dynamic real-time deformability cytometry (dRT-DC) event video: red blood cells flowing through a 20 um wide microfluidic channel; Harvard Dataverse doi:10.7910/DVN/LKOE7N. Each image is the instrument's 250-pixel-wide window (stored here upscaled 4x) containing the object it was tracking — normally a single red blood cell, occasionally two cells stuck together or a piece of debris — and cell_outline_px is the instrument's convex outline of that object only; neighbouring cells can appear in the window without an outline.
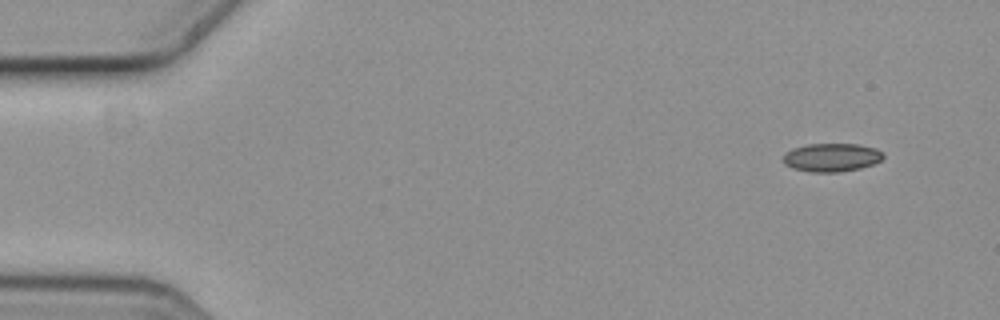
{"species": "common noctule bat (a hibernating species)", "species_latin": "Nyctalus noctula", "temperature_condition": "cold", "stored_images_in_passage": 5, "segment_of_instrument_passage": [2, 2], "camera_frame_rate_fps": 3000, "um_per_image_px": 0.085, "animal": {"sex": "female", "body_mass_g": 19.3, "forearm_length_mm": 54.1}, "frame": {"image": 1, "passage_image": 5, "time_ms": 1.333, "image_size_px": [1000, 320], "cell_outline_px": [[884, 156], [880, 160], [872, 164], [860, 168], [840, 172], [812, 172], [792, 168], [784, 164], [784, 152], [792, 148], [808, 144], [860, 144], [876, 148], [884, 152]], "centroid_in_image_um": [70.68, 13.37], "position_along_channel_um": 14.3, "area_um2": 16.65}}